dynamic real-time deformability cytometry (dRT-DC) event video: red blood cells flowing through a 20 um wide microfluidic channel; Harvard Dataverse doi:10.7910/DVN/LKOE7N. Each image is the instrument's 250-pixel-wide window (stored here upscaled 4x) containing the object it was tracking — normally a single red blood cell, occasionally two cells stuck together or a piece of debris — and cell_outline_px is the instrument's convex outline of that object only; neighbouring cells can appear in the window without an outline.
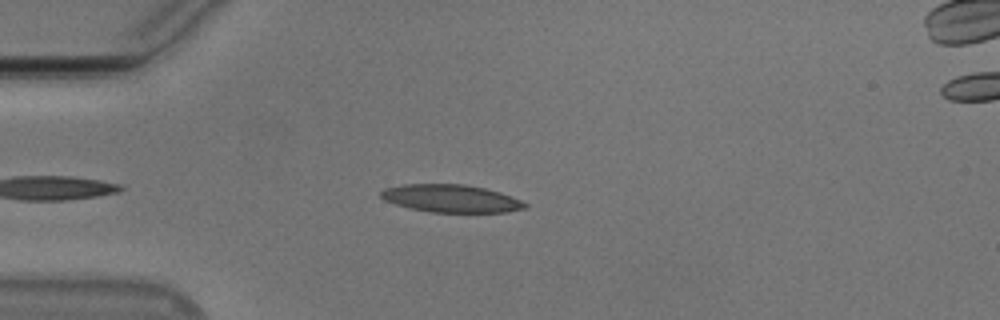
{"species": "Egyptian fruit bat (a non-hibernating species)", "species_latin": "Rousettus aegyptiacus", "temperature_condition": "cold", "stored_images_in_passage": 42, "camera_frame_rate_fps": 3000, "um_per_image_px": 0.085, "animal": {"sex": "male"}, "frame": {"image": 1, "passage_image": 6, "time_ms": 1.667, "image_size_px": [1000, 320], "cell_outline_px": [[528, 208], [508, 212], [428, 212], [408, 208], [384, 200], [380, 196], [380, 192], [384, 188], [404, 184], [464, 184], [484, 188], [500, 192], [512, 196], [528, 204]], "centroid_in_image_um": [38.35, 16.87], "position_along_channel_um": 46.7, "area_um2": 23.41}}
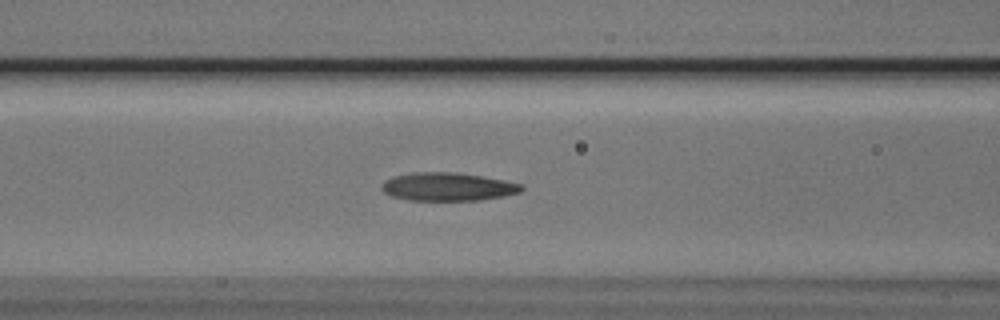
{"frame": {"image": 2, "passage_image": 14, "time_ms": 4.333, "image_size_px": [1000, 320], "cell_outline_px": [[524, 188], [520, 192], [504, 196], [480, 200], [408, 200], [392, 196], [384, 192], [380, 188], [380, 184], [384, 180], [392, 176], [416, 172], [456, 172], [504, 180], [524, 184]], "centroid_in_image_um": [38.04, 15.87], "position_along_channel_um": 128.6, "area_um2": 23.12}}
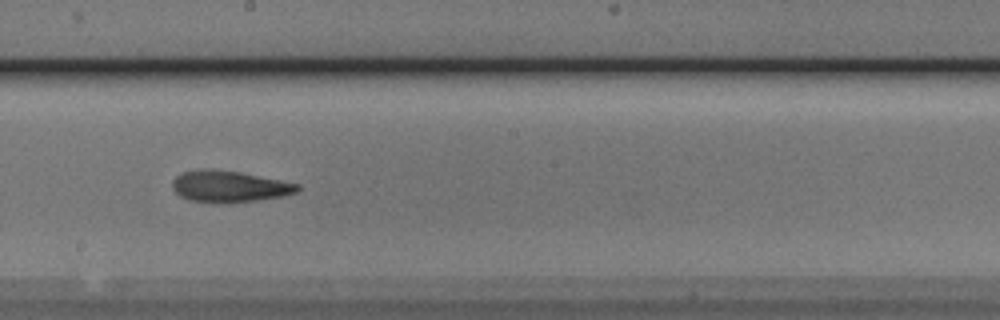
{"frame": {"image": 3, "passage_image": 22, "time_ms": 7.0, "image_size_px": [1000, 320], "cell_outline_px": [[300, 188], [296, 192], [284, 196], [232, 204], [224, 204], [188, 200], [180, 196], [172, 188], [172, 180], [176, 176], [184, 172], [200, 168], [208, 168], [240, 172], [300, 184]], "centroid_in_image_um": [19.47, 15.86], "position_along_channel_um": 228.7, "area_um2": 23.29}, "authors_computed_cell_mechanics": {"area_um2": 22.4842, "velocity_mm_per_s": 3.7595, "shape_relaxation_time_tau1_ms": 5.0485, "shape_relaxation_time_tau2_ms": 5.4281, "deformation_change_tau1": 0.1924, "deformation_change_tau2": 0.1681}}